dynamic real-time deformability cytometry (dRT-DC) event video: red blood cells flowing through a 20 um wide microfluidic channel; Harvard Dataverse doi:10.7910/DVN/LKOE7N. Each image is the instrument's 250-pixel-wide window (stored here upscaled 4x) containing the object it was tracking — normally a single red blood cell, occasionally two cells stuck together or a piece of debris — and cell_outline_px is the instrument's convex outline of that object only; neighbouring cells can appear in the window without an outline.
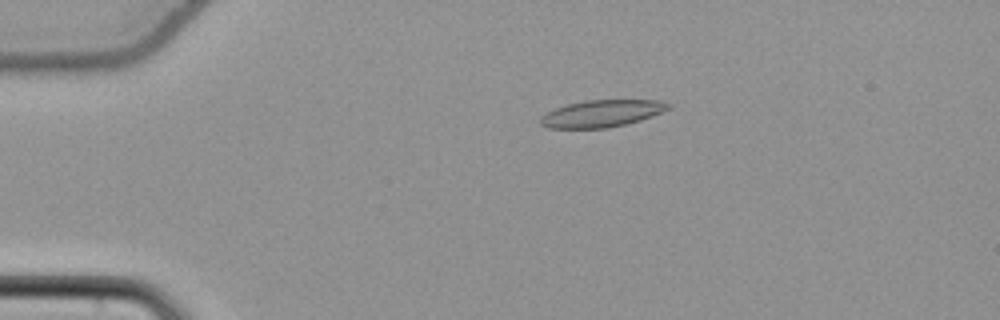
{"species": "common noctule bat (a hibernating species)", "species_latin": "Nyctalus noctula", "temperature_condition": "cold", "stored_images_in_passage": 54, "camera_frame_rate_fps": 3000, "um_per_image_px": 0.085, "animal": {"sex": "female", "body_mass_g": 22.7, "forearm_length_mm": 54.2}, "frame": {"image": 1, "passage_image": 12, "time_ms": 3.667, "image_size_px": [1000, 320], "cell_outline_px": [[672, 104], [668, 108], [652, 116], [640, 120], [608, 128], [548, 128], [540, 124], [540, 116], [556, 108], [568, 104], [584, 100], [660, 100]], "centroid_in_image_um": [51.13, 9.64], "position_along_channel_um": 33.9, "area_um2": 20.0}}
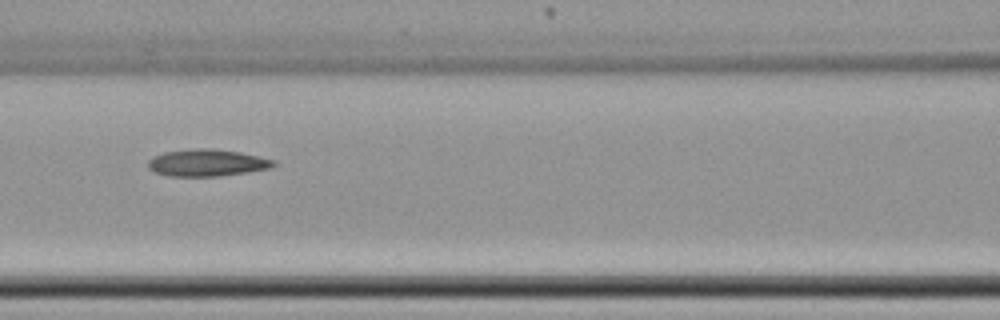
{"frame": {"image": 2, "passage_image": 25, "time_ms": 8.0, "image_size_px": [1000, 320], "cell_outline_px": [[276, 164], [272, 168], [248, 172], [220, 176], [168, 176], [152, 172], [148, 168], [148, 160], [152, 156], [164, 152], [200, 148], [212, 148], [240, 152], [276, 160]], "centroid_in_image_um": [17.59, 13.84], "position_along_channel_um": 149.0, "area_um2": 19.94}}
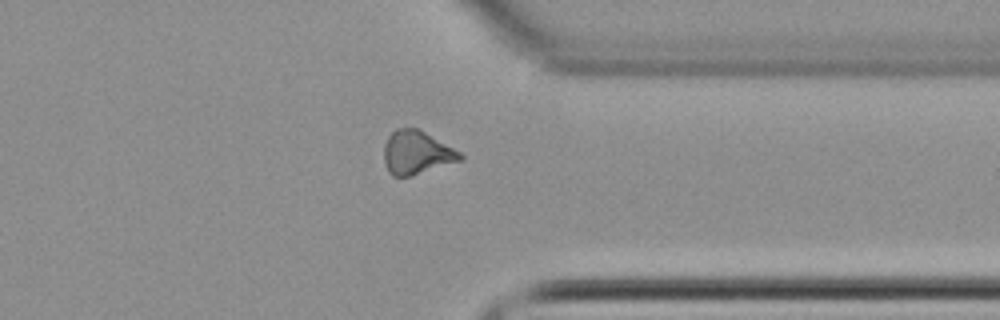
{"frame": {"image": 3, "passage_image": 43, "time_ms": 14.0, "image_size_px": [1000, 320], "cell_outline_px": [[464, 160], [412, 176], [392, 176], [388, 172], [384, 164], [384, 144], [388, 136], [396, 128], [416, 128], [424, 132], [460, 152], [464, 156]], "centroid_in_image_um": [35.4, 13.0], "position_along_channel_um": 376.0, "area_um2": 19.36}}